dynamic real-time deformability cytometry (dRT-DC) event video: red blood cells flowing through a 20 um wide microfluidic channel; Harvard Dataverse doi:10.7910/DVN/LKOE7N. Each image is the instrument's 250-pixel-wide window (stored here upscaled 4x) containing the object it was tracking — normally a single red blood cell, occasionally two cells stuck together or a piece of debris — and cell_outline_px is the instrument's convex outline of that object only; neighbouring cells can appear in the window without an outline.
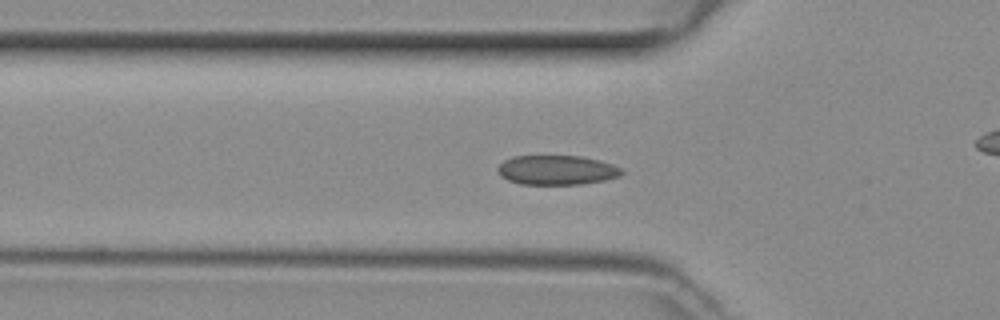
{"species": "common noctule bat (a hibernating species)", "species_latin": "Nyctalus noctula", "temperature_condition": "room temperature", "stored_images_in_passage": 25, "camera_frame_rate_fps": 3000, "um_per_image_px": 0.085, "animal": {"sex": "female", "body_mass_g": 29.2, "forearm_length_mm": 56.3}, "frame": {"image": 1, "passage_image": 15, "time_ms": 4.667, "image_size_px": [1000, 320], "cell_outline_px": [[624, 172], [620, 176], [604, 180], [580, 184], [520, 184], [508, 180], [500, 176], [496, 168], [504, 160], [512, 156], [580, 156], [600, 160], [612, 164], [620, 168]], "centroid_in_image_um": [47.3, 14.45], "position_along_channel_um": 78.5, "area_um2": 21.33}}
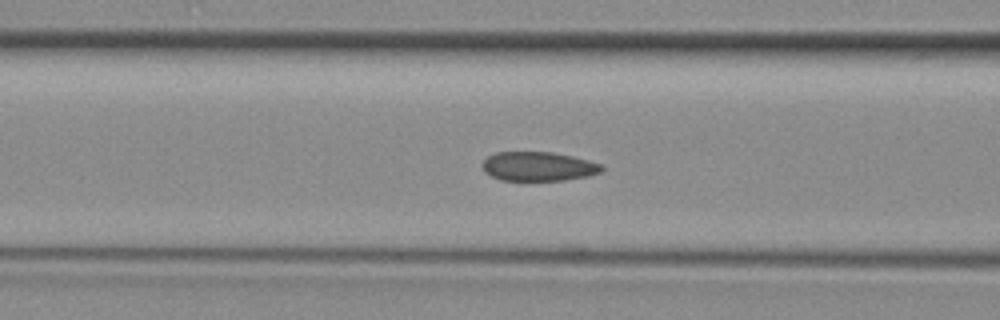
{"frame": {"image": 2, "passage_image": 18, "time_ms": 5.667, "image_size_px": [1000, 320], "cell_outline_px": [[604, 168], [600, 172], [588, 176], [564, 180], [500, 180], [484, 172], [480, 164], [488, 156], [496, 152], [552, 152], [572, 156], [604, 164]], "centroid_in_image_um": [45.75, 14.14], "position_along_channel_um": 120.8, "area_um2": 20.4}}
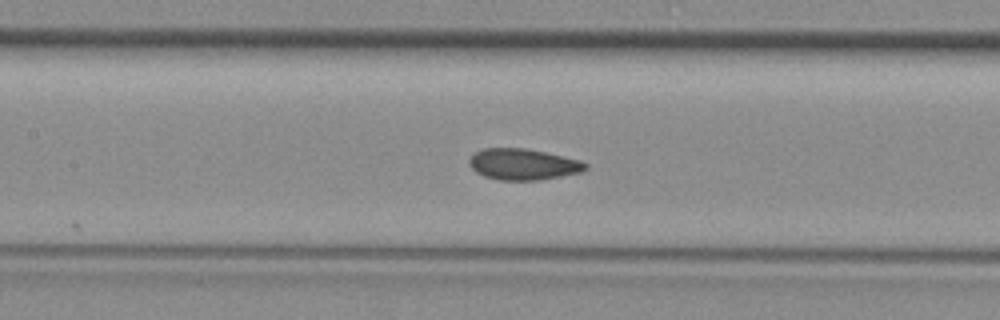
{"frame": {"image": 3, "passage_image": 21, "time_ms": 6.667, "image_size_px": [1000, 320], "cell_outline_px": [[588, 168], [580, 172], [540, 180], [496, 180], [484, 176], [476, 172], [468, 164], [468, 160], [476, 152], [484, 148], [528, 148], [564, 156], [580, 160], [588, 164]], "centroid_in_image_um": [44.46, 13.96], "position_along_channel_um": 162.9, "area_um2": 21.21}}